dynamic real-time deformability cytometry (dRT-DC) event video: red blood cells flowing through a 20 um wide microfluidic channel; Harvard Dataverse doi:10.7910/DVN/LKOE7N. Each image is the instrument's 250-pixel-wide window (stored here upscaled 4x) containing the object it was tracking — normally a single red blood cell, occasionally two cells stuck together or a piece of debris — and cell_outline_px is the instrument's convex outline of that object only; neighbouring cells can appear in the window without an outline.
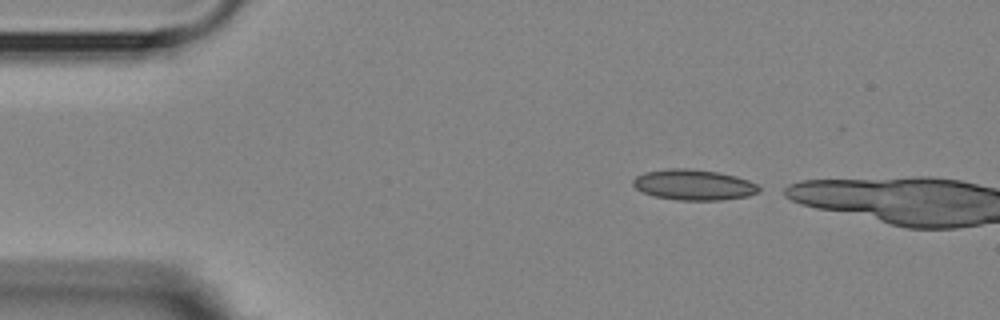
{"species": "Egyptian fruit bat (a non-hibernating species)", "species_latin": "Rousettus aegyptiacus", "temperature_condition": "room temperature", "stored_images_in_passage": 2, "camera_frame_rate_fps": 3000, "um_per_image_px": 0.085, "animal": {"sex": "female"}, "frame": {"image": 1, "passage_image": 1, "time_ms": 0.0, "image_size_px": [1000, 320], "cell_outline_px": [[760, 192], [748, 196], [720, 200], [676, 200], [656, 196], [644, 192], [636, 188], [632, 184], [632, 180], [636, 176], [644, 172], [672, 168], [692, 168], [720, 172], [736, 176], [748, 180], [756, 184], [760, 188]], "centroid_in_image_um": [58.98, 15.7], "position_along_channel_um": 26.0, "area_um2": 22.54}}